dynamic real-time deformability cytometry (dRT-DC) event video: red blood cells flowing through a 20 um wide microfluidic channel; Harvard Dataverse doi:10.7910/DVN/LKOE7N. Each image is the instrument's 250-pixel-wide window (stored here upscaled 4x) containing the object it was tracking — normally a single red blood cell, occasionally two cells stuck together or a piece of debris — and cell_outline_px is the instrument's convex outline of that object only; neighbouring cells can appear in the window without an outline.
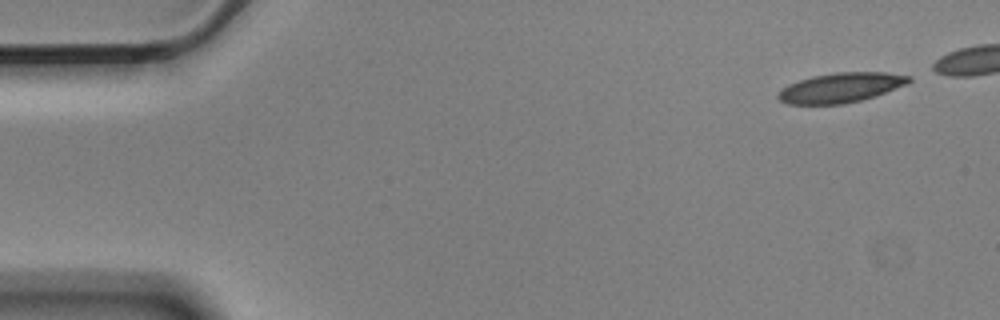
{"species": "Egyptian fruit bat (a non-hibernating species)", "species_latin": "Rousettus aegyptiacus", "temperature_condition": "cold", "stored_images_in_passage": 6, "camera_frame_rate_fps": 3000, "um_per_image_px": 0.085, "animal": {"sex": "male"}, "frame": {"image": 1, "passage_image": 1, "time_ms": 0.0, "image_size_px": [1000, 320], "cell_outline_px": [[912, 80], [908, 84], [876, 96], [844, 104], [788, 104], [780, 100], [776, 96], [788, 84], [812, 76], [836, 72], [888, 72], [912, 76]], "centroid_in_image_um": [71.53, 7.44], "position_along_channel_um": 13.5, "area_um2": 22.72}}